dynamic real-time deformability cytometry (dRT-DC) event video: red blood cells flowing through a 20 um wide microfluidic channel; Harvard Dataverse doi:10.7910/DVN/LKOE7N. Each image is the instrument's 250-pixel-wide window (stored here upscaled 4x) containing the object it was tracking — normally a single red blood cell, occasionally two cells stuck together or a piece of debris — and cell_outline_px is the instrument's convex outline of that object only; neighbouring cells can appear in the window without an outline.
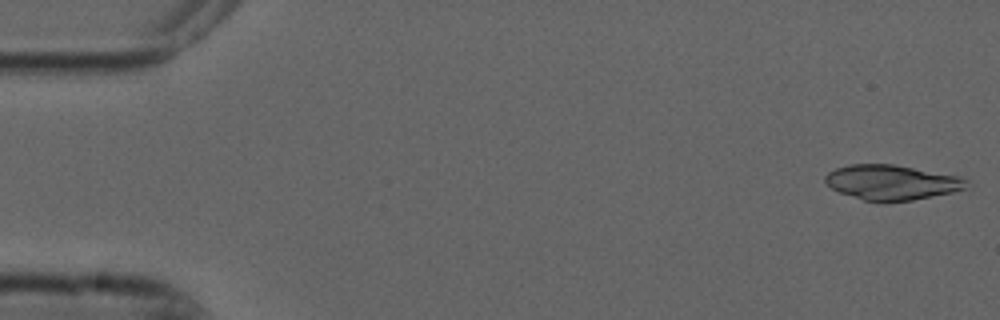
{"species": "common noctule bat (a hibernating species)", "species_latin": "Nyctalus noctula", "temperature_condition": "cold", "stored_images_in_passage": 5, "camera_frame_rate_fps": 3000, "um_per_image_px": 0.085, "animal": {"sex": "male", "forearm_length_mm": 52.5}, "frame": {"image": 1, "passage_image": 1, "time_ms": 0.0, "image_size_px": [1000, 320], "cell_outline_px": [[968, 180], [964, 188], [952, 192], [912, 200], [864, 200], [840, 192], [832, 188], [824, 180], [824, 176], [828, 172], [836, 168], [848, 164], [892, 164], [960, 176]], "centroid_in_image_um": [75.77, 15.47], "position_along_channel_um": 9.2, "area_um2": 28.21}}